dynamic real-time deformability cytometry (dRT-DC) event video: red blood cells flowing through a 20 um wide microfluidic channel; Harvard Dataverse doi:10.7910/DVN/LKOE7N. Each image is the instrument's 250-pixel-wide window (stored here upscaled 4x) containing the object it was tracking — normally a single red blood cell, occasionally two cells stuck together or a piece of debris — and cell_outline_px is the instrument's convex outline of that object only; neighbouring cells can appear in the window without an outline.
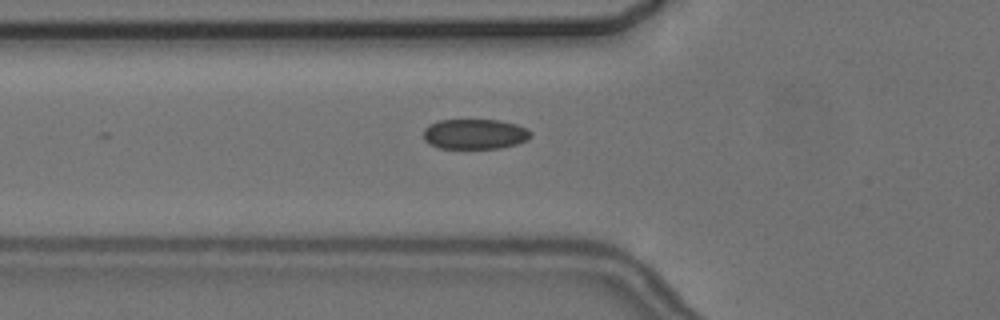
{"species": "common noctule bat (a hibernating species)", "species_latin": "Nyctalus noctula", "temperature_condition": "cold", "stored_images_in_passage": 3, "camera_frame_rate_fps": 3000, "um_per_image_px": 0.085, "animal": {"sex": "female", "body_mass_g": 24.6, "forearm_length_mm": 56.2}, "frame": {"image": 1, "passage_image": 3, "time_ms": 2.333, "image_size_px": [1000, 320], "cell_outline_px": [[532, 136], [528, 140], [516, 144], [500, 148], [440, 148], [428, 144], [424, 140], [424, 128], [428, 124], [440, 120], [500, 120], [516, 124], [528, 128], [532, 132]], "centroid_in_image_um": [40.37, 11.39], "position_along_channel_um": 85.4, "area_um2": 19.07}}